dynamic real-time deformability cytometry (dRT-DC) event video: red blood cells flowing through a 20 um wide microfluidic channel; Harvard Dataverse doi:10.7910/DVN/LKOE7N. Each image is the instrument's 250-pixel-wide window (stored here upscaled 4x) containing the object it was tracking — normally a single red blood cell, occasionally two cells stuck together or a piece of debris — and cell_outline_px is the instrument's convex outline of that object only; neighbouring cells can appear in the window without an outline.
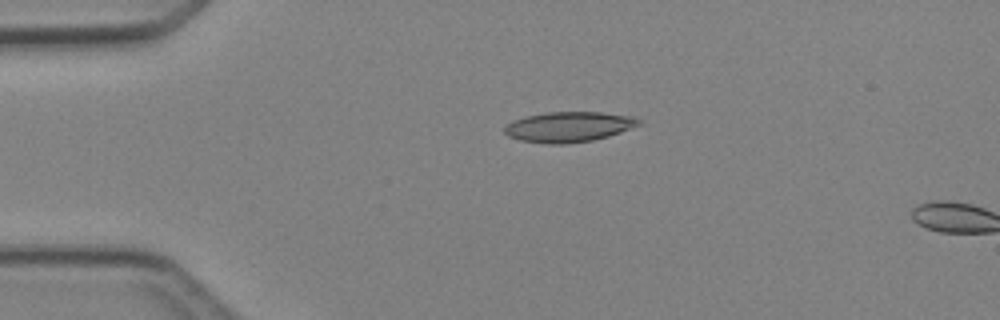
{"species": "Egyptian fruit bat (a non-hibernating species)", "species_latin": "Rousettus aegyptiacus", "temperature_condition": "cold", "stored_images_in_passage": 4, "camera_frame_rate_fps": 3000, "um_per_image_px": 0.085, "animal": {"sex": "female"}, "frame": {"image": 1, "passage_image": 3, "time_ms": 2.333, "image_size_px": [1000, 320], "cell_outline_px": [[640, 124], [620, 132], [608, 136], [592, 140], [568, 144], [548, 144], [520, 140], [508, 136], [504, 132], [504, 128], [512, 120], [524, 116], [548, 112], [600, 112], [636, 116], [640, 120]], "centroid_in_image_um": [48.33, 10.78], "position_along_channel_um": 36.7, "area_um2": 23.76}}